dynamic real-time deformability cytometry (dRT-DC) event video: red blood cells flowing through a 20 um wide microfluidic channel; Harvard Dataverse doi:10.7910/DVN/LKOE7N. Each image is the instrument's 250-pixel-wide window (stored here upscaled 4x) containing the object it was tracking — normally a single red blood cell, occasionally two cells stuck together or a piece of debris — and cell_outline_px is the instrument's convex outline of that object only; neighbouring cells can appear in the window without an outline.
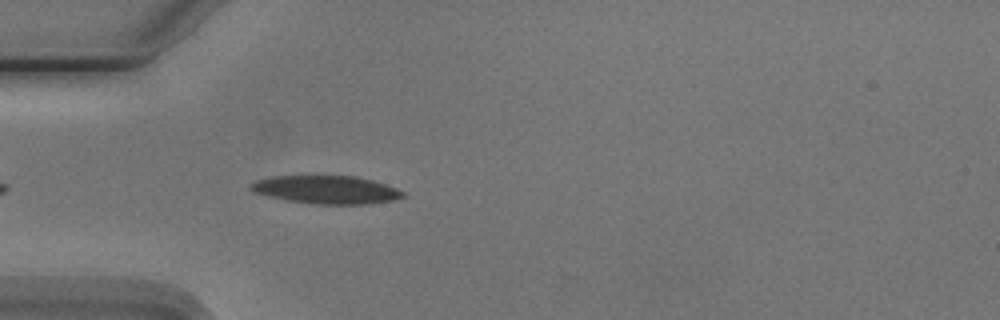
{"species": "Egyptian fruit bat (a non-hibernating species)", "species_latin": "Rousettus aegyptiacus", "temperature_condition": "cold", "stored_images_in_passage": 3, "camera_frame_rate_fps": 3000, "um_per_image_px": 0.085, "animal": {"sex": "male"}, "frame": {"image": 1, "passage_image": 3, "time_ms": 3.0, "image_size_px": [1000, 320], "cell_outline_px": [[404, 196], [392, 200], [368, 204], [316, 204], [288, 200], [268, 196], [252, 192], [248, 188], [248, 184], [256, 180], [272, 176], [356, 176], [372, 180], [396, 188], [404, 192]], "centroid_in_image_um": [27.68, 16.12], "position_along_channel_um": 57.3, "area_um2": 24.85}}